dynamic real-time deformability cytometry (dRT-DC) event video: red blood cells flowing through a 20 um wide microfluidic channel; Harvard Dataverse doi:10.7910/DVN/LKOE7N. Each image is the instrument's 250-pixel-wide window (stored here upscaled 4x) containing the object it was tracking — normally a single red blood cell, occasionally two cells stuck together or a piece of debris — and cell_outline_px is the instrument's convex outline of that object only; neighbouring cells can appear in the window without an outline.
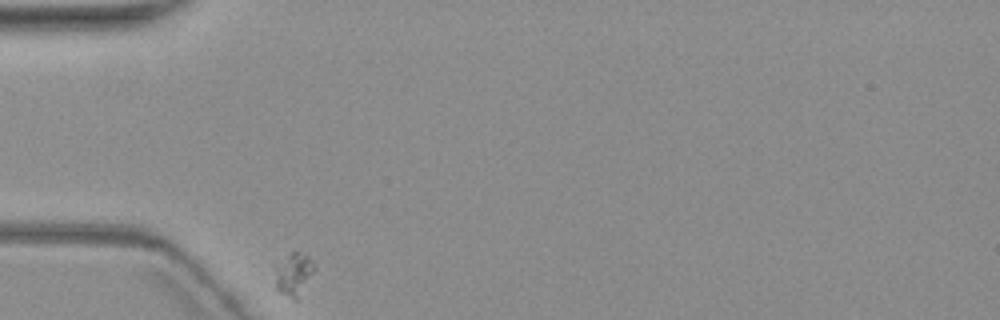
{"species": "common noctule bat (a hibernating species)", "species_latin": "Nyctalus noctula", "temperature_condition": "warm", "stored_images_in_passage": 6, "camera_frame_rate_fps": 3000, "um_per_image_px": 0.085, "animal": {"sex": "female", "body_mass_g": 19.3, "forearm_length_mm": 54.1}, "frame": {"image": 1, "passage_image": 1, "time_ms": 0.0, "image_size_px": [1000, 320], "cell_outline_px": [[316, 268], [296, 300], [292, 300], [280, 292], [276, 288], [272, 264], [292, 252], [296, 252], [308, 256], [316, 264]], "centroid_in_image_um": [24.9, 23.28], "position_along_channel_um": 60.1, "area_um2": 10.12}}